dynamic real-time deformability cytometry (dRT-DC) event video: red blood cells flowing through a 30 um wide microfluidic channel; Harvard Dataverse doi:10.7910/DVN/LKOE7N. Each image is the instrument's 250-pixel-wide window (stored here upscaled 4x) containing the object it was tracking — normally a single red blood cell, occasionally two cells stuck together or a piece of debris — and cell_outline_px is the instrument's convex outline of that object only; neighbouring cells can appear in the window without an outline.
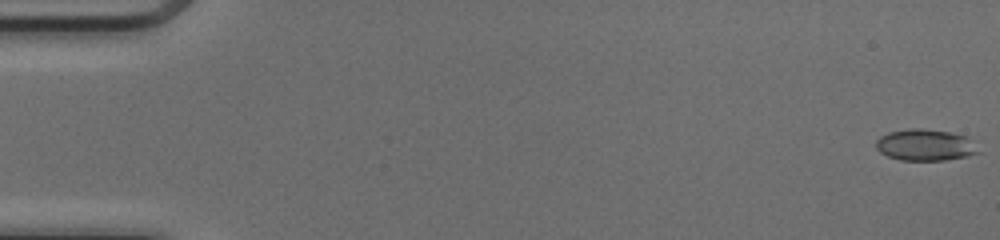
{"species": "common noctule bat (a hibernating species)", "species_latin": "Nyctalus noctula", "temperature_condition": "cold", "stored_images_in_passage": 51, "camera_frame_rate_fps": 3000, "um_per_image_px": 0.085, "animal": {"sex": "female", "body_mass_g": 17.0, "forearm_length_mm": 48.0}, "frame": {"image": 1, "passage_image": 1, "time_ms": 0.0, "image_size_px": [1000, 240], "cell_outline_px": [[980, 152], [968, 156], [944, 160], [900, 160], [888, 156], [880, 152], [876, 148], [876, 140], [880, 136], [888, 132], [912, 128], [920, 128], [948, 132], [964, 136]], "centroid_in_image_um": [78.57, 12.33], "position_along_channel_um": 6.4, "area_um2": 18.44}}
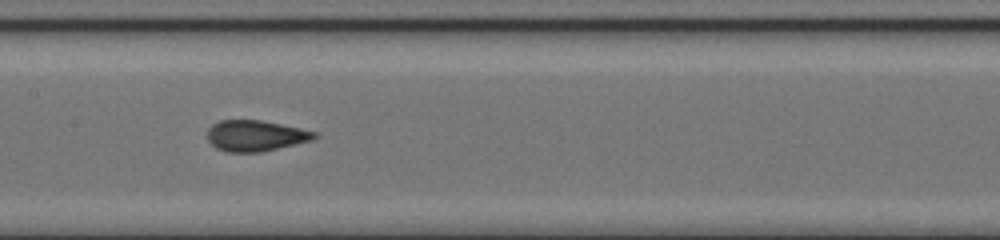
{"frame": {"image": 2, "passage_image": 26, "time_ms": 8.333, "image_size_px": [1000, 240], "cell_outline_px": [[320, 136], [312, 140], [260, 152], [228, 152], [216, 148], [208, 140], [208, 128], [212, 124], [220, 120], [260, 120], [300, 128], [316, 132]], "centroid_in_image_um": [21.71, 11.53], "position_along_channel_um": 185.7, "area_um2": 19.19}}
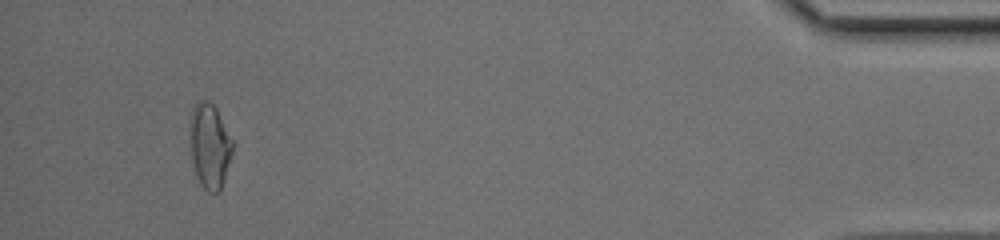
{"frame": {"image": 3, "passage_image": 48, "time_ms": 15.667, "image_size_px": [1000, 240], "cell_outline_px": [[232, 152], [224, 180], [220, 188], [216, 192], [208, 192], [200, 184], [196, 176], [192, 160], [192, 108], [200, 100], [208, 100], [216, 108], [232, 140]], "centroid_in_image_um": [17.84, 12.42], "position_along_channel_um": 417.4, "area_um2": 20.29}, "authors_computed_cell_mechanics": {"area_um2": 19.363, "velocity_mm_per_s": 4.1347, "shape_relaxation_time_tau1_ms": null, "shape_relaxation_time_tau2_ms": 1.074, "deformation_change_tau1": null, "deformation_change_tau2": 0.0654}}